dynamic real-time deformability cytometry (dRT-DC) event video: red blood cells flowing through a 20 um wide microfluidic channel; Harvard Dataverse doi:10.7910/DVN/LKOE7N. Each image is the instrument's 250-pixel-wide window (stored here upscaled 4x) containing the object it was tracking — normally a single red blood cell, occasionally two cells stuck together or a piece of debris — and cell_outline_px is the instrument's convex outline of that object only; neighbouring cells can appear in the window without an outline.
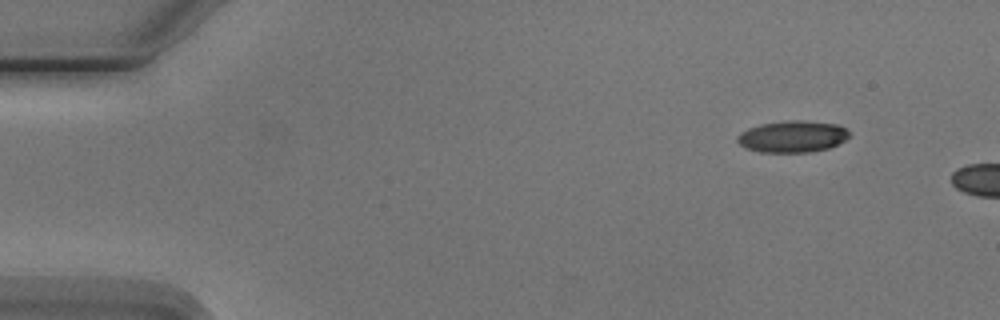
{"species": "Egyptian fruit bat (a non-hibernating species)", "species_latin": "Rousettus aegyptiacus", "temperature_condition": "cold", "stored_images_in_passage": 3, "camera_frame_rate_fps": 3000, "um_per_image_px": 0.085, "animal": {"sex": "male"}, "frame": {"image": 1, "passage_image": 1, "time_ms": 0.0, "image_size_px": [1000, 320], "cell_outline_px": [[848, 136], [844, 140], [828, 148], [812, 152], [760, 152], [744, 148], [736, 140], [736, 136], [740, 132], [748, 128], [760, 124], [788, 120], [804, 120], [840, 124], [848, 132]], "centroid_in_image_um": [67.32, 11.6], "position_along_channel_um": 17.7, "area_um2": 20.75}}